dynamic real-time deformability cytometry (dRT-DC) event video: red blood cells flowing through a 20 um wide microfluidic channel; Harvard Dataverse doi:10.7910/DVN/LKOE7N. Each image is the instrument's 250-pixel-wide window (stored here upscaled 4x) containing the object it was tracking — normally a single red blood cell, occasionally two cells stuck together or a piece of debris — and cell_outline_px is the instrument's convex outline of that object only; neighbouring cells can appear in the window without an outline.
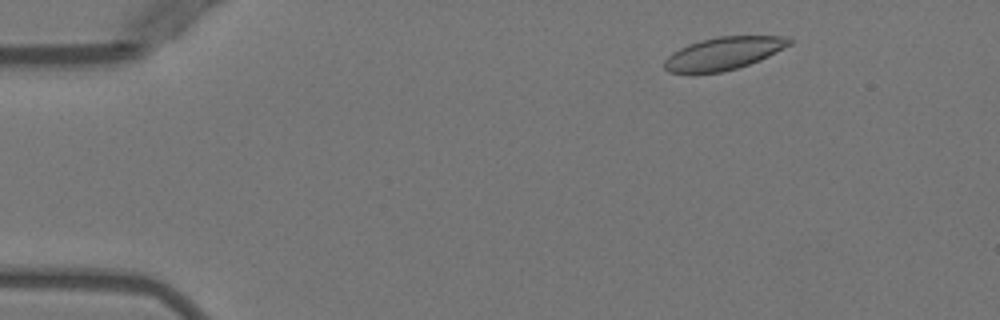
{"species": "Egyptian fruit bat (a non-hibernating species)", "species_latin": "Rousettus aegyptiacus", "temperature_condition": "warm", "stored_images_in_passage": 49, "camera_frame_rate_fps": 3000, "um_per_image_px": 0.085, "animal": {"sex": "female"}, "frame": {"image": 1, "passage_image": 5, "time_ms": 1.333, "image_size_px": [1000, 320], "cell_outline_px": [[792, 44], [760, 60], [736, 68], [720, 72], [668, 72], [664, 68], [664, 60], [672, 52], [688, 44], [720, 36], [780, 36], [792, 40]], "centroid_in_image_um": [61.5, 4.53], "position_along_channel_um": 23.5, "area_um2": 23.35}}
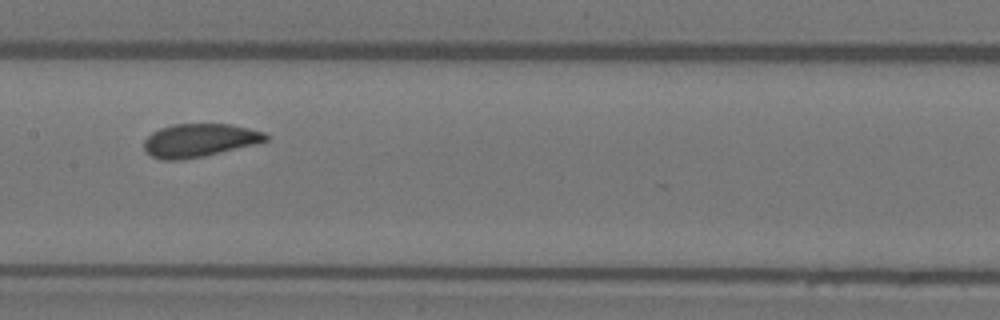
{"frame": {"image": 2, "passage_image": 24, "time_ms": 7.667, "image_size_px": [1000, 320], "cell_outline_px": [[268, 140], [256, 144], [204, 156], [180, 160], [160, 160], [152, 156], [144, 148], [144, 140], [152, 132], [160, 128], [172, 124], [228, 124], [248, 128], [264, 132], [268, 136]], "centroid_in_image_um": [16.94, 11.93], "position_along_channel_um": 190.5, "area_um2": 23.52}}
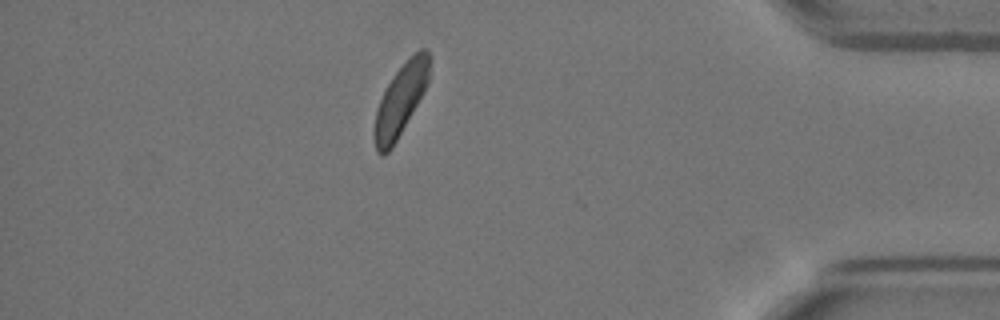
{"frame": {"image": 3, "passage_image": 43, "time_ms": 14.0, "image_size_px": [1000, 320], "cell_outline_px": [[428, 84], [424, 92], [392, 148], [384, 156], [380, 156], [376, 152], [372, 136], [372, 132], [376, 108], [392, 76], [420, 48], [424, 48], [428, 52]], "centroid_in_image_um": [33.99, 8.61], "position_along_channel_um": 401.2, "area_um2": 22.72}}